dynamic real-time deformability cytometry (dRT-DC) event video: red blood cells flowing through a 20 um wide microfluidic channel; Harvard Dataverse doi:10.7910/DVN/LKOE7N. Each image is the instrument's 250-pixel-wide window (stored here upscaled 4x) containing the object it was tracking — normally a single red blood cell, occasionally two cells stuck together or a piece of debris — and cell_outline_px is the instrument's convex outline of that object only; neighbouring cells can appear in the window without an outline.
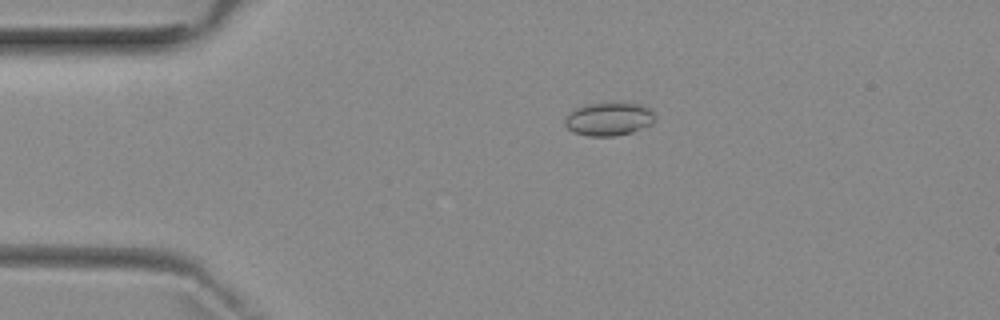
{"species": "common noctule bat (a hibernating species)", "species_latin": "Nyctalus noctula", "temperature_condition": "room temperature", "stored_images_in_passage": 4, "camera_frame_rate_fps": 3000, "um_per_image_px": 0.085, "animal": {"sex": "female", "body_mass_g": 29.2, "forearm_length_mm": 56.3}, "frame": {"image": 1, "passage_image": 2, "time_ms": 2.0, "image_size_px": [1000, 320], "cell_outline_px": [[656, 120], [652, 124], [632, 132], [616, 136], [588, 136], [572, 132], [564, 124], [564, 120], [576, 108], [584, 104], [640, 104], [648, 108], [656, 116]], "centroid_in_image_um": [51.76, 10.14], "position_along_channel_um": 33.2, "area_um2": 17.22}}
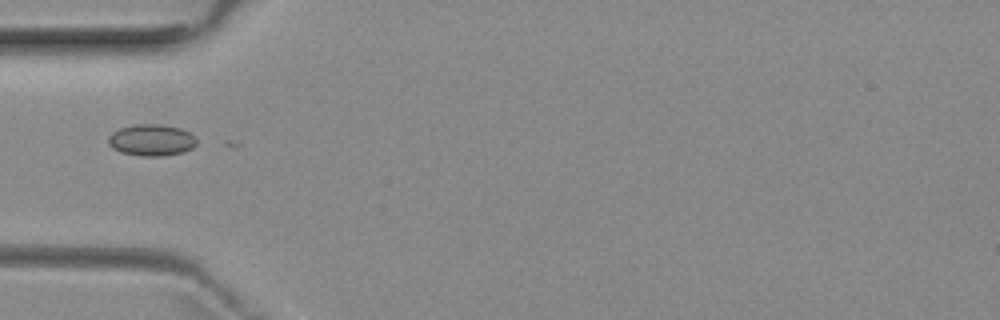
{"frame": {"image": 2, "passage_image": 3, "time_ms": 4.0, "image_size_px": [1000, 320], "cell_outline_px": [[196, 144], [192, 148], [184, 152], [164, 156], [140, 156], [120, 152], [112, 148], [108, 144], [108, 136], [112, 132], [120, 128], [136, 124], [160, 124], [180, 128], [188, 132], [196, 140]], "centroid_in_image_um": [12.84, 11.91], "position_along_channel_um": 72.2, "area_um2": 16.3}}